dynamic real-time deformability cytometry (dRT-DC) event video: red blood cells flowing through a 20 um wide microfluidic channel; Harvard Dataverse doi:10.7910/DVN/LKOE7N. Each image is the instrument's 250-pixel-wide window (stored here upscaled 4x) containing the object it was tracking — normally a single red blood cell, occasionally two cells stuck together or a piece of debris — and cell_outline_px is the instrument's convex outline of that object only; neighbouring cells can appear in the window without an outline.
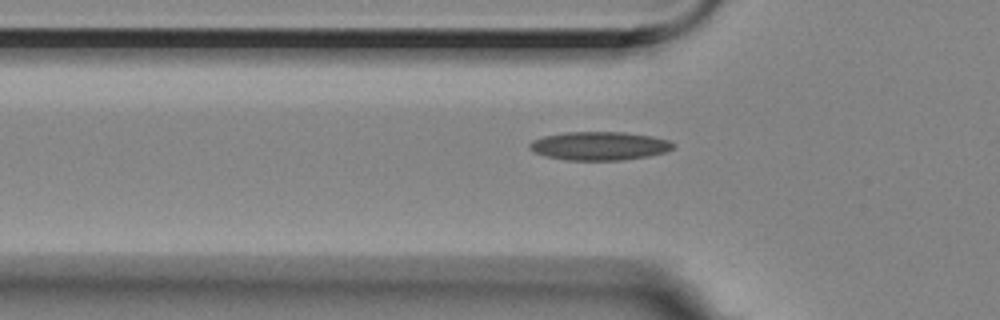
{"species": "Egyptian fruit bat (a non-hibernating species)", "species_latin": "Rousettus aegyptiacus", "temperature_condition": "room temperature", "stored_images_in_passage": 6, "camera_frame_rate_fps": 3000, "um_per_image_px": 0.085, "animal": {"sex": "female"}, "frame": {"image": 1, "passage_image": 6, "time_ms": 1.667, "image_size_px": [1000, 320], "cell_outline_px": [[676, 144], [672, 148], [664, 152], [648, 156], [624, 160], [568, 160], [548, 156], [536, 152], [528, 148], [528, 144], [532, 140], [544, 136], [564, 132], [624, 132], [652, 136], [668, 140]], "centroid_in_image_um": [50.95, 12.39], "position_along_channel_um": 74.8, "area_um2": 23.76}}